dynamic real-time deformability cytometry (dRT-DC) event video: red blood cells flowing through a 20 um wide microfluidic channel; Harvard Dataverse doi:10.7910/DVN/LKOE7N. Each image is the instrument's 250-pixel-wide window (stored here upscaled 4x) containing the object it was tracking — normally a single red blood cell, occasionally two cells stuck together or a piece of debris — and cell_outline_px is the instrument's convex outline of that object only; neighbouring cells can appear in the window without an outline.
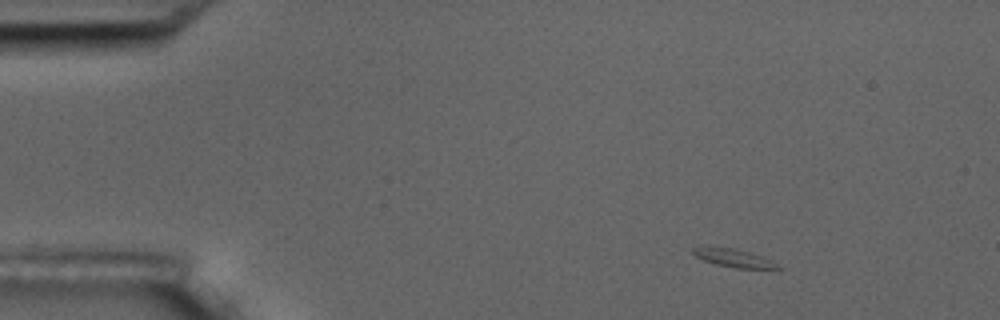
{"species": "common noctule bat (a hibernating species)", "species_latin": "Nyctalus noctula", "temperature_condition": "room temperature", "stored_images_in_passage": 14, "camera_frame_rate_fps": 3000, "um_per_image_px": 0.085, "animal": {"sex": "male", "body_mass_g": 17.5, "forearm_length_mm": 52.3}, "frame": {"image": 1, "passage_image": 4, "time_ms": 1.0, "image_size_px": [1000, 320], "cell_outline_px": [[784, 268], [780, 272], [732, 268], [716, 264], [704, 260], [696, 256], [692, 252], [692, 248], [700, 244], [708, 244], [736, 248], [772, 260]], "centroid_in_image_um": [62.46, 21.95], "position_along_channel_um": 22.5, "area_um2": 10.12}}